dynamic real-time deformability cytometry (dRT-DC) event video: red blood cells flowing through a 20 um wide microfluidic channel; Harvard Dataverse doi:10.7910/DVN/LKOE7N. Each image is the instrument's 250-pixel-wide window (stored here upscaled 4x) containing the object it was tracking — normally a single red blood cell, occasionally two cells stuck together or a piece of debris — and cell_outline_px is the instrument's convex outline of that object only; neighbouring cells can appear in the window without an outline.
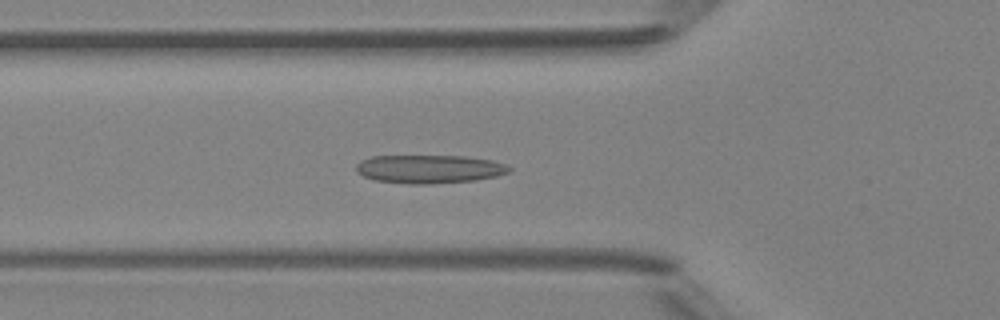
{"species": "Egyptian fruit bat (a non-hibernating species)", "species_latin": "Rousettus aegyptiacus", "temperature_condition": "room temperature", "stored_images_in_passage": 48, "camera_frame_rate_fps": 3000, "um_per_image_px": 0.085, "animal": {"sex": "female"}, "frame": {"image": 1, "passage_image": 17, "time_ms": 5.333, "image_size_px": [1000, 320], "cell_outline_px": [[512, 172], [496, 176], [476, 180], [428, 184], [412, 184], [376, 180], [364, 176], [356, 172], [356, 164], [360, 160], [372, 156], [464, 156], [492, 160], [508, 164], [512, 168]], "centroid_in_image_um": [36.53, 14.36], "position_along_channel_um": 89.3, "area_um2": 25.49}}
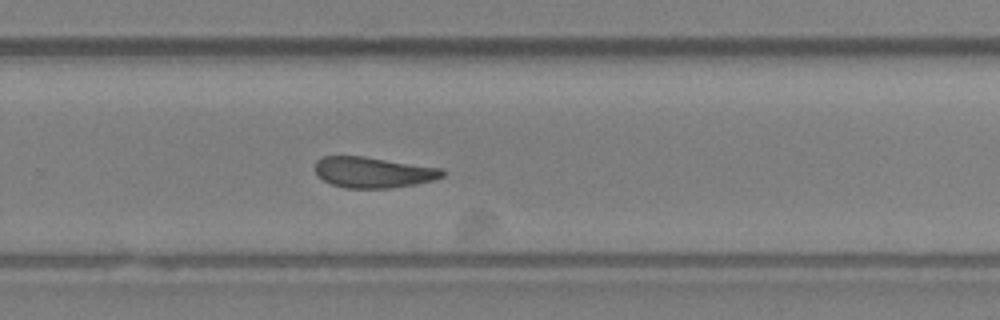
{"frame": {"image": 2, "passage_image": 32, "time_ms": 10.333, "image_size_px": [1000, 320], "cell_outline_px": [[444, 176], [432, 180], [416, 184], [392, 188], [344, 188], [332, 184], [324, 180], [316, 172], [316, 160], [324, 156], [364, 156], [444, 168]], "centroid_in_image_um": [31.76, 14.64], "position_along_channel_um": 298.0, "area_um2": 22.89}}
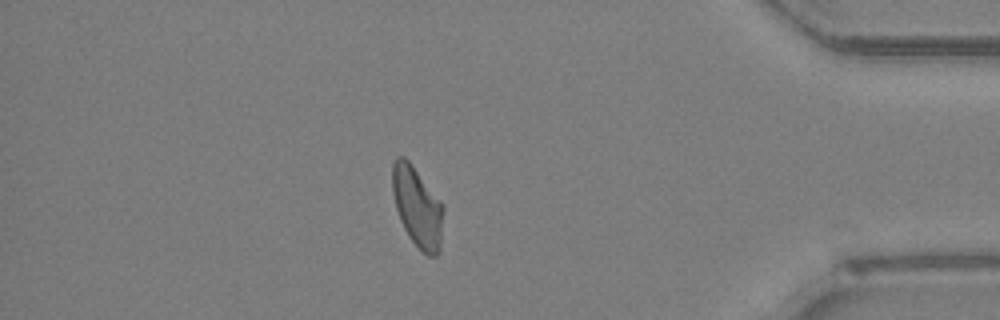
{"frame": {"image": 3, "passage_image": 42, "time_ms": 13.667, "image_size_px": [1000, 320], "cell_outline_px": [[444, 208], [440, 252], [436, 256], [428, 256], [408, 236], [400, 220], [396, 208], [392, 192], [392, 160], [396, 156], [404, 156], [408, 160], [444, 204]], "centroid_in_image_um": [35.48, 17.57], "position_along_channel_um": 399.7, "area_um2": 23.99}, "authors_computed_cell_mechanics": {"area_um2": 23.8425, "velocity_mm_per_s": 4.1795, "shape_relaxation_time_tau1_ms": null, "shape_relaxation_time_tau2_ms": 5.5381, "deformation_change_tau1": null, "deformation_change_tau2": 0.1388}}